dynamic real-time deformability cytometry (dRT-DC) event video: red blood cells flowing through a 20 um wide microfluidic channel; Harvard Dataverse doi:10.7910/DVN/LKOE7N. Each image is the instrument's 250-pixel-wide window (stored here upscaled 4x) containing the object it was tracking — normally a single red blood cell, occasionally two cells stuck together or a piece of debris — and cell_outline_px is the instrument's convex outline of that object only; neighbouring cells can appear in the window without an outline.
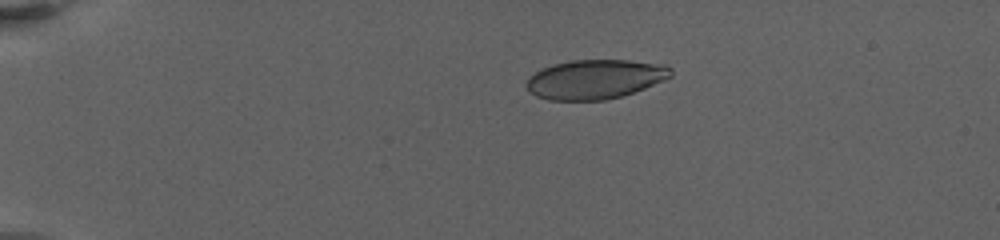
{"species": "human", "species_latin": "Homo sapiens", "temperature_condition": "warm", "stored_images_in_passage": 27, "camera_frame_rate_fps": 3000, "um_per_image_px": 0.085, "donor": {"sex": "female"}, "frame": {"image": 1, "passage_image": 1, "time_ms": 0.0, "image_size_px": [1000, 240], "cell_outline_px": [[672, 76], [644, 88], [620, 96], [604, 100], [548, 100], [536, 96], [528, 92], [524, 84], [528, 76], [544, 68], [556, 64], [572, 60], [628, 60], [652, 64], [672, 68]], "centroid_in_image_um": [50.49, 6.75], "position_along_channel_um": 34.5, "area_um2": 32.71}}
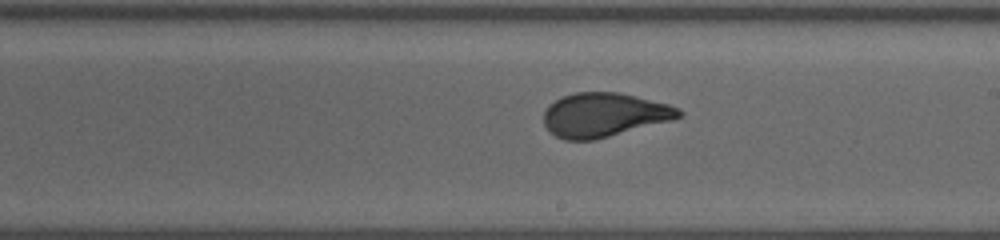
{"frame": {"image": 2, "passage_image": 13, "time_ms": 9.0, "image_size_px": [1000, 240], "cell_outline_px": [[684, 112], [680, 116], [672, 120], [596, 140], [564, 140], [556, 136], [544, 124], [544, 112], [560, 96], [576, 92], [620, 92], [668, 104], [680, 108]], "centroid_in_image_um": [51.37, 9.76], "position_along_channel_um": 237.6, "area_um2": 34.62}}
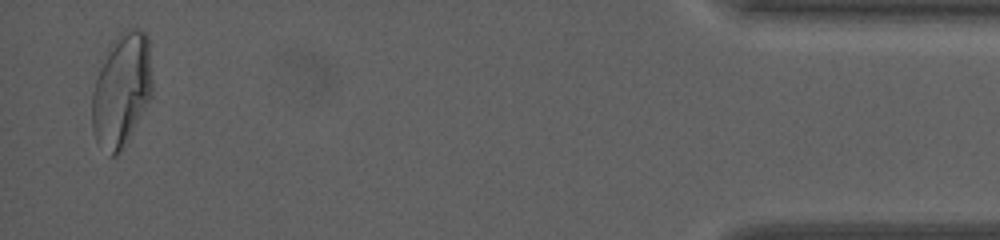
{"frame": {"image": 3, "passage_image": 26, "time_ms": 17.333, "image_size_px": [1000, 240], "cell_outline_px": [[152, 96], [120, 152], [116, 156], [108, 156], [96, 140], [92, 132], [92, 92], [100, 68], [108, 48], [120, 32], [124, 28], [140, 28], [148, 36], [152, 80]], "centroid_in_image_um": [10.34, 7.64], "position_along_channel_um": 424.9, "area_um2": 39.82}, "authors_computed_cell_mechanics": {"area_um2": 34.7956, "velocity_mm_per_s": 3.0929, "shape_relaxation_time_tau1_ms": 8.2964, "shape_relaxation_time_tau2_ms": 0.8381, "deformation_change_tau1": 0.2416, "deformation_change_tau2": 0.0707}}